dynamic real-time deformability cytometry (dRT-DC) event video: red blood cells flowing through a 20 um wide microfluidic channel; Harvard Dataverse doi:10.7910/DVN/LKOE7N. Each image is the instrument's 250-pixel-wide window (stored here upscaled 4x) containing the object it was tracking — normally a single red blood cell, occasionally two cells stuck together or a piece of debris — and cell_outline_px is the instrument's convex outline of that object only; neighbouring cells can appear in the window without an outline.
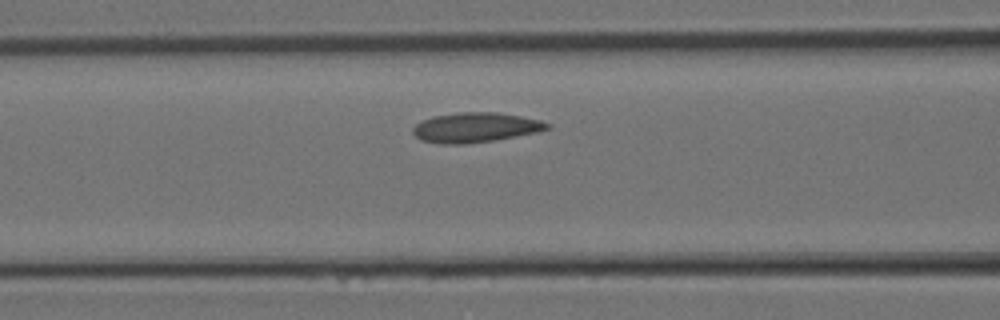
{"species": "Egyptian fruit bat (a non-hibernating species)", "species_latin": "Rousettus aegyptiacus", "temperature_condition": "room temperature", "stored_images_in_passage": 11, "camera_frame_rate_fps": 3000, "um_per_image_px": 0.085, "animal": {"sex": "female"}, "frame": {"image": 1, "passage_image": 7, "time_ms": 2.0, "image_size_px": [1000, 320], "cell_outline_px": [[552, 128], [540, 132], [492, 140], [464, 144], [440, 144], [420, 140], [412, 132], [412, 128], [416, 124], [432, 116], [456, 112], [496, 112], [520, 116], [540, 120], [552, 124]], "centroid_in_image_um": [40.43, 10.83], "position_along_channel_um": 126.2, "area_um2": 23.47}}
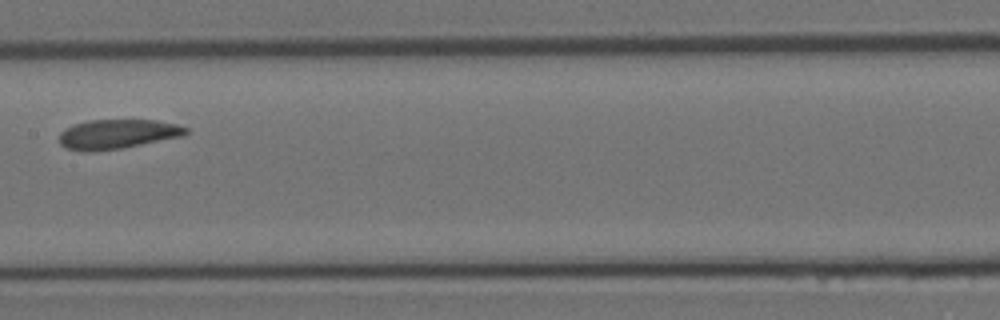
{"frame": {"image": 2, "passage_image": 10, "time_ms": 3.0, "image_size_px": [1000, 320], "cell_outline_px": [[188, 132], [184, 136], [120, 148], [92, 152], [84, 152], [64, 148], [60, 144], [60, 132], [64, 128], [72, 124], [88, 120], [156, 120], [176, 124], [188, 128]], "centroid_in_image_um": [9.94, 11.4], "position_along_channel_um": 197.5, "area_um2": 21.91}}